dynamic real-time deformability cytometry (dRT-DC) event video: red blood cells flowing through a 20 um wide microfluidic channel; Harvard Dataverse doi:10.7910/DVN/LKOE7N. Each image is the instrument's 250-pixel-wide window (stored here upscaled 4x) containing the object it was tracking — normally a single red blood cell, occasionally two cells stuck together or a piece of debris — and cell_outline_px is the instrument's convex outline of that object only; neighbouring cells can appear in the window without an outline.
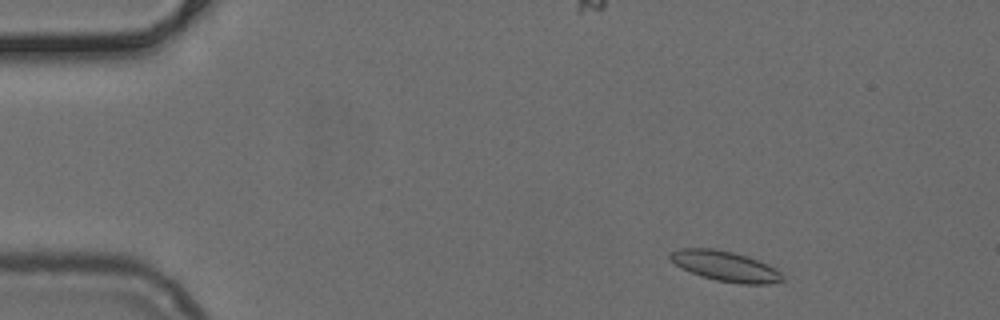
{"species": "common noctule bat (a hibernating species)", "species_latin": "Nyctalus noctula", "temperature_condition": "cold", "stored_images_in_passage": 45, "camera_frame_rate_fps": 3000, "um_per_image_px": 0.085, "animal": {"sex": "female", "body_mass_g": 24.6, "forearm_length_mm": 56.2}, "frame": {"image": 1, "passage_image": 1, "time_ms": 0.0, "image_size_px": [1000, 320], "cell_outline_px": [[784, 280], [768, 284], [740, 284], [716, 280], [700, 276], [680, 268], [668, 256], [672, 252], [680, 248], [716, 248], [748, 256], [768, 264], [776, 268], [784, 276]], "centroid_in_image_um": [61.67, 22.62], "position_along_channel_um": 23.3, "area_um2": 19.88}}
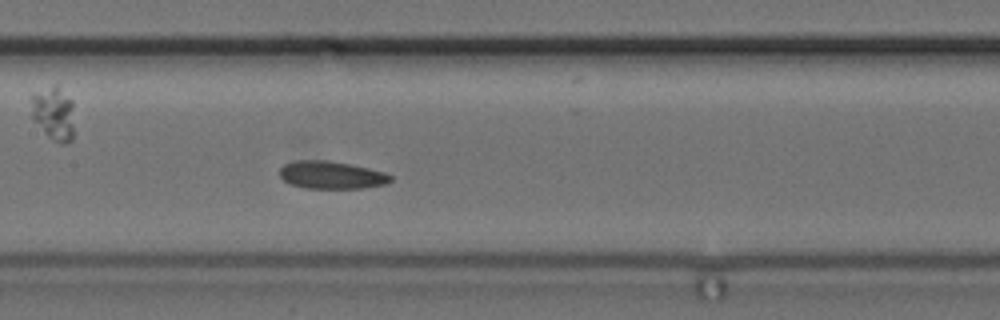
{"frame": {"image": 2, "passage_image": 19, "time_ms": 6.0, "image_size_px": [1000, 320], "cell_outline_px": [[392, 180], [388, 184], [360, 188], [308, 188], [292, 184], [284, 180], [280, 176], [280, 168], [284, 164], [296, 160], [328, 160], [368, 168], [384, 172], [392, 176]], "centroid_in_image_um": [28.19, 14.87], "position_along_channel_um": 179.2, "area_um2": 17.74}}
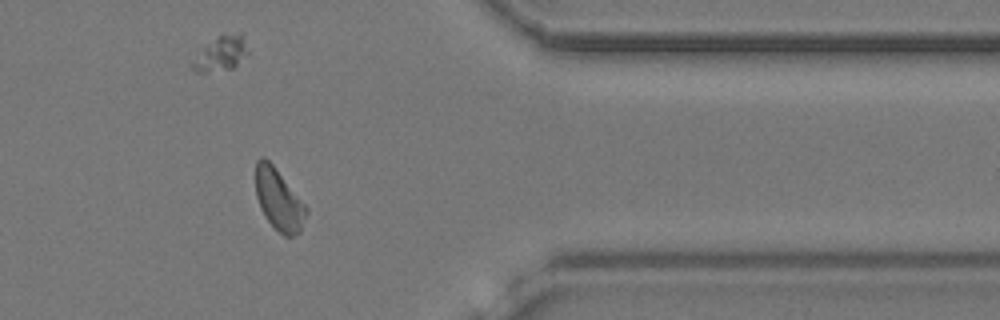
{"frame": {"image": 3, "passage_image": 36, "time_ms": 11.667, "image_size_px": [1000, 320], "cell_outline_px": [[308, 212], [300, 232], [292, 236], [284, 236], [264, 216], [260, 208], [256, 196], [256, 160], [260, 156], [264, 156], [272, 164], [308, 208]], "centroid_in_image_um": [23.69, 16.97], "position_along_channel_um": 387.7, "area_um2": 17.92}}